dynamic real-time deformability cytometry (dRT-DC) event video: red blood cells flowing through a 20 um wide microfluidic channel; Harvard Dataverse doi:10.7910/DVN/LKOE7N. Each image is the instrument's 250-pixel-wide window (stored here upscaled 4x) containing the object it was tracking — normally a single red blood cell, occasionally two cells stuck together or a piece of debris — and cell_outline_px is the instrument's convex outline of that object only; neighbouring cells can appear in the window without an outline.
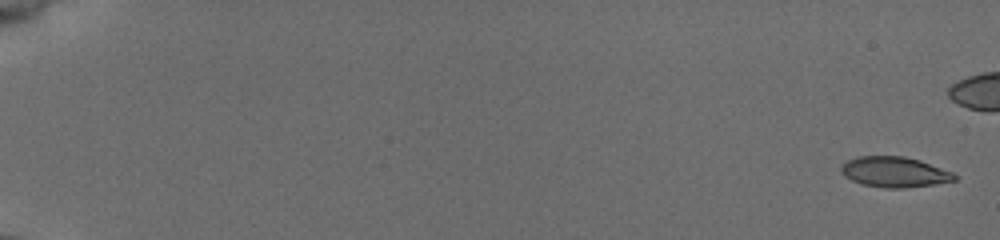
{"species": "common noctule bat (a hibernating species)", "species_latin": "Nyctalus noctula", "temperature_condition": "cold", "stored_images_in_passage": 15, "camera_frame_rate_fps": 3000, "um_per_image_px": 0.085, "animal": {"sex": "female", "body_mass_g": 19.5, "forearm_length_mm": 54.1}, "frame": {"image": 1, "passage_image": 1, "time_ms": 0.0, "image_size_px": [1000, 240], "cell_outline_px": [[956, 180], [932, 184], [900, 188], [884, 188], [864, 184], [852, 180], [844, 176], [840, 172], [840, 164], [856, 156], [904, 156], [920, 160], [952, 172], [956, 176]], "centroid_in_image_um": [75.98, 14.6], "position_along_channel_um": 9.0, "area_um2": 20.0}}